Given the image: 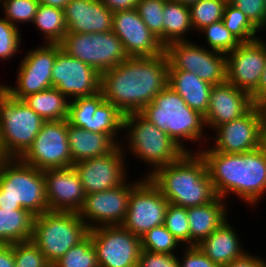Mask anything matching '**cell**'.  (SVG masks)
I'll use <instances>...</instances> for the list:
<instances>
[{
    "mask_svg": "<svg viewBox=\"0 0 266 267\" xmlns=\"http://www.w3.org/2000/svg\"><path fill=\"white\" fill-rule=\"evenodd\" d=\"M168 57H128L113 69L101 73L104 101L124 115L140 112L168 85Z\"/></svg>",
    "mask_w": 266,
    "mask_h": 267,
    "instance_id": "1",
    "label": "cell"
},
{
    "mask_svg": "<svg viewBox=\"0 0 266 267\" xmlns=\"http://www.w3.org/2000/svg\"><path fill=\"white\" fill-rule=\"evenodd\" d=\"M198 153L205 160L217 196L228 199V202L233 194L250 208L260 205L266 193L265 148L261 146L244 153H222L205 146Z\"/></svg>",
    "mask_w": 266,
    "mask_h": 267,
    "instance_id": "2",
    "label": "cell"
},
{
    "mask_svg": "<svg viewBox=\"0 0 266 267\" xmlns=\"http://www.w3.org/2000/svg\"><path fill=\"white\" fill-rule=\"evenodd\" d=\"M148 178L169 203L184 208L208 204L217 197L199 153H185L179 160L156 169Z\"/></svg>",
    "mask_w": 266,
    "mask_h": 267,
    "instance_id": "3",
    "label": "cell"
},
{
    "mask_svg": "<svg viewBox=\"0 0 266 267\" xmlns=\"http://www.w3.org/2000/svg\"><path fill=\"white\" fill-rule=\"evenodd\" d=\"M140 113L157 128L165 131L186 153H198L210 143V132L206 129L204 116L191 109L168 85ZM188 141L189 144L193 142L197 145L196 150H192V146L189 149L185 146Z\"/></svg>",
    "mask_w": 266,
    "mask_h": 267,
    "instance_id": "4",
    "label": "cell"
},
{
    "mask_svg": "<svg viewBox=\"0 0 266 267\" xmlns=\"http://www.w3.org/2000/svg\"><path fill=\"white\" fill-rule=\"evenodd\" d=\"M123 131L120 145L124 153H132V157L139 158L140 163L150 167L142 175L144 177H148L159 167L179 160L186 153L165 131L157 128L140 112L125 115Z\"/></svg>",
    "mask_w": 266,
    "mask_h": 267,
    "instance_id": "5",
    "label": "cell"
},
{
    "mask_svg": "<svg viewBox=\"0 0 266 267\" xmlns=\"http://www.w3.org/2000/svg\"><path fill=\"white\" fill-rule=\"evenodd\" d=\"M0 208L25 209L35 216L49 211L44 172L20 158H3L0 161Z\"/></svg>",
    "mask_w": 266,
    "mask_h": 267,
    "instance_id": "6",
    "label": "cell"
},
{
    "mask_svg": "<svg viewBox=\"0 0 266 267\" xmlns=\"http://www.w3.org/2000/svg\"><path fill=\"white\" fill-rule=\"evenodd\" d=\"M45 120L23 100L14 99L0 87V154L21 158L32 146Z\"/></svg>",
    "mask_w": 266,
    "mask_h": 267,
    "instance_id": "7",
    "label": "cell"
},
{
    "mask_svg": "<svg viewBox=\"0 0 266 267\" xmlns=\"http://www.w3.org/2000/svg\"><path fill=\"white\" fill-rule=\"evenodd\" d=\"M88 234L89 228L78 213L46 211L35 216L31 240L52 266Z\"/></svg>",
    "mask_w": 266,
    "mask_h": 267,
    "instance_id": "8",
    "label": "cell"
},
{
    "mask_svg": "<svg viewBox=\"0 0 266 267\" xmlns=\"http://www.w3.org/2000/svg\"><path fill=\"white\" fill-rule=\"evenodd\" d=\"M59 44L67 54L100 74L128 58L122 41L112 30L105 33H67Z\"/></svg>",
    "mask_w": 266,
    "mask_h": 267,
    "instance_id": "9",
    "label": "cell"
},
{
    "mask_svg": "<svg viewBox=\"0 0 266 267\" xmlns=\"http://www.w3.org/2000/svg\"><path fill=\"white\" fill-rule=\"evenodd\" d=\"M25 51L17 68L15 85L0 82V87L11 97L23 100L25 97L52 87V68L59 53L58 43H41Z\"/></svg>",
    "mask_w": 266,
    "mask_h": 267,
    "instance_id": "10",
    "label": "cell"
},
{
    "mask_svg": "<svg viewBox=\"0 0 266 267\" xmlns=\"http://www.w3.org/2000/svg\"><path fill=\"white\" fill-rule=\"evenodd\" d=\"M99 267H137L141 253L140 237L122 225L89 230Z\"/></svg>",
    "mask_w": 266,
    "mask_h": 267,
    "instance_id": "11",
    "label": "cell"
},
{
    "mask_svg": "<svg viewBox=\"0 0 266 267\" xmlns=\"http://www.w3.org/2000/svg\"><path fill=\"white\" fill-rule=\"evenodd\" d=\"M263 110L264 107L253 105L238 119L216 127L214 135L209 136L211 144L207 146L212 151L222 153H244L260 148Z\"/></svg>",
    "mask_w": 266,
    "mask_h": 267,
    "instance_id": "12",
    "label": "cell"
},
{
    "mask_svg": "<svg viewBox=\"0 0 266 267\" xmlns=\"http://www.w3.org/2000/svg\"><path fill=\"white\" fill-rule=\"evenodd\" d=\"M67 133V119L45 121L32 146L20 159L42 171L71 167L72 157Z\"/></svg>",
    "mask_w": 266,
    "mask_h": 267,
    "instance_id": "13",
    "label": "cell"
},
{
    "mask_svg": "<svg viewBox=\"0 0 266 267\" xmlns=\"http://www.w3.org/2000/svg\"><path fill=\"white\" fill-rule=\"evenodd\" d=\"M127 179L122 185L102 192L86 194L79 217L89 230L101 226L122 225L132 190L144 179Z\"/></svg>",
    "mask_w": 266,
    "mask_h": 267,
    "instance_id": "14",
    "label": "cell"
},
{
    "mask_svg": "<svg viewBox=\"0 0 266 267\" xmlns=\"http://www.w3.org/2000/svg\"><path fill=\"white\" fill-rule=\"evenodd\" d=\"M169 202L159 189L145 177L131 192L122 226L137 236L164 224Z\"/></svg>",
    "mask_w": 266,
    "mask_h": 267,
    "instance_id": "15",
    "label": "cell"
},
{
    "mask_svg": "<svg viewBox=\"0 0 266 267\" xmlns=\"http://www.w3.org/2000/svg\"><path fill=\"white\" fill-rule=\"evenodd\" d=\"M121 145L102 157L86 159L73 164L86 194L102 192L122 185L130 171ZM126 159V160H125ZM129 172V173H128Z\"/></svg>",
    "mask_w": 266,
    "mask_h": 267,
    "instance_id": "16",
    "label": "cell"
},
{
    "mask_svg": "<svg viewBox=\"0 0 266 267\" xmlns=\"http://www.w3.org/2000/svg\"><path fill=\"white\" fill-rule=\"evenodd\" d=\"M100 83L101 74L96 69L67 54L59 44L52 68V87L70 101L98 93Z\"/></svg>",
    "mask_w": 266,
    "mask_h": 267,
    "instance_id": "17",
    "label": "cell"
},
{
    "mask_svg": "<svg viewBox=\"0 0 266 267\" xmlns=\"http://www.w3.org/2000/svg\"><path fill=\"white\" fill-rule=\"evenodd\" d=\"M262 37L241 43L226 54V81L249 95L258 88L266 64V40Z\"/></svg>",
    "mask_w": 266,
    "mask_h": 267,
    "instance_id": "18",
    "label": "cell"
},
{
    "mask_svg": "<svg viewBox=\"0 0 266 267\" xmlns=\"http://www.w3.org/2000/svg\"><path fill=\"white\" fill-rule=\"evenodd\" d=\"M112 31L122 41L128 57H153L165 47L142 21L136 9L113 12Z\"/></svg>",
    "mask_w": 266,
    "mask_h": 267,
    "instance_id": "19",
    "label": "cell"
},
{
    "mask_svg": "<svg viewBox=\"0 0 266 267\" xmlns=\"http://www.w3.org/2000/svg\"><path fill=\"white\" fill-rule=\"evenodd\" d=\"M45 197L49 211L76 212L82 208L86 193L73 166L44 170Z\"/></svg>",
    "mask_w": 266,
    "mask_h": 267,
    "instance_id": "20",
    "label": "cell"
},
{
    "mask_svg": "<svg viewBox=\"0 0 266 267\" xmlns=\"http://www.w3.org/2000/svg\"><path fill=\"white\" fill-rule=\"evenodd\" d=\"M253 103L250 95L229 82L213 85L210 92L208 111L204 116L206 129L216 127L238 119L244 115Z\"/></svg>",
    "mask_w": 266,
    "mask_h": 267,
    "instance_id": "21",
    "label": "cell"
},
{
    "mask_svg": "<svg viewBox=\"0 0 266 267\" xmlns=\"http://www.w3.org/2000/svg\"><path fill=\"white\" fill-rule=\"evenodd\" d=\"M63 10L67 33H105L112 30L113 12L100 0H70Z\"/></svg>",
    "mask_w": 266,
    "mask_h": 267,
    "instance_id": "22",
    "label": "cell"
},
{
    "mask_svg": "<svg viewBox=\"0 0 266 267\" xmlns=\"http://www.w3.org/2000/svg\"><path fill=\"white\" fill-rule=\"evenodd\" d=\"M226 220L207 238L196 245L211 261L220 267L228 265L233 260L243 257L246 251L242 238L237 233L234 224Z\"/></svg>",
    "mask_w": 266,
    "mask_h": 267,
    "instance_id": "23",
    "label": "cell"
},
{
    "mask_svg": "<svg viewBox=\"0 0 266 267\" xmlns=\"http://www.w3.org/2000/svg\"><path fill=\"white\" fill-rule=\"evenodd\" d=\"M227 200L217 196L208 204L187 208L190 226V246L198 245L229 217Z\"/></svg>",
    "mask_w": 266,
    "mask_h": 267,
    "instance_id": "24",
    "label": "cell"
},
{
    "mask_svg": "<svg viewBox=\"0 0 266 267\" xmlns=\"http://www.w3.org/2000/svg\"><path fill=\"white\" fill-rule=\"evenodd\" d=\"M67 139L72 166L86 159L107 155L118 146L109 135L94 133L70 124H68Z\"/></svg>",
    "mask_w": 266,
    "mask_h": 267,
    "instance_id": "25",
    "label": "cell"
},
{
    "mask_svg": "<svg viewBox=\"0 0 266 267\" xmlns=\"http://www.w3.org/2000/svg\"><path fill=\"white\" fill-rule=\"evenodd\" d=\"M168 86L193 110L205 116L213 85L188 71H168Z\"/></svg>",
    "mask_w": 266,
    "mask_h": 267,
    "instance_id": "26",
    "label": "cell"
},
{
    "mask_svg": "<svg viewBox=\"0 0 266 267\" xmlns=\"http://www.w3.org/2000/svg\"><path fill=\"white\" fill-rule=\"evenodd\" d=\"M163 46L178 41H190L194 34L189 6L175 0H166L163 13ZM188 35V36H187Z\"/></svg>",
    "mask_w": 266,
    "mask_h": 267,
    "instance_id": "27",
    "label": "cell"
},
{
    "mask_svg": "<svg viewBox=\"0 0 266 267\" xmlns=\"http://www.w3.org/2000/svg\"><path fill=\"white\" fill-rule=\"evenodd\" d=\"M34 220L35 215L28 210L0 208V244L31 240Z\"/></svg>",
    "mask_w": 266,
    "mask_h": 267,
    "instance_id": "28",
    "label": "cell"
},
{
    "mask_svg": "<svg viewBox=\"0 0 266 267\" xmlns=\"http://www.w3.org/2000/svg\"><path fill=\"white\" fill-rule=\"evenodd\" d=\"M23 101L45 121L67 119L69 100L55 87L31 94Z\"/></svg>",
    "mask_w": 266,
    "mask_h": 267,
    "instance_id": "29",
    "label": "cell"
},
{
    "mask_svg": "<svg viewBox=\"0 0 266 267\" xmlns=\"http://www.w3.org/2000/svg\"><path fill=\"white\" fill-rule=\"evenodd\" d=\"M193 41H178L168 44L164 52L168 57V71H188L199 76L202 45Z\"/></svg>",
    "mask_w": 266,
    "mask_h": 267,
    "instance_id": "30",
    "label": "cell"
},
{
    "mask_svg": "<svg viewBox=\"0 0 266 267\" xmlns=\"http://www.w3.org/2000/svg\"><path fill=\"white\" fill-rule=\"evenodd\" d=\"M40 31L44 43H60L67 34L64 10L39 4L31 24Z\"/></svg>",
    "mask_w": 266,
    "mask_h": 267,
    "instance_id": "31",
    "label": "cell"
},
{
    "mask_svg": "<svg viewBox=\"0 0 266 267\" xmlns=\"http://www.w3.org/2000/svg\"><path fill=\"white\" fill-rule=\"evenodd\" d=\"M124 117L125 115L114 104L103 101L92 117L91 131L109 135L120 145L122 142L120 140L123 139Z\"/></svg>",
    "mask_w": 266,
    "mask_h": 267,
    "instance_id": "32",
    "label": "cell"
},
{
    "mask_svg": "<svg viewBox=\"0 0 266 267\" xmlns=\"http://www.w3.org/2000/svg\"><path fill=\"white\" fill-rule=\"evenodd\" d=\"M104 101L101 91L94 95L74 98L68 104V124L91 131V120L97 107Z\"/></svg>",
    "mask_w": 266,
    "mask_h": 267,
    "instance_id": "33",
    "label": "cell"
},
{
    "mask_svg": "<svg viewBox=\"0 0 266 267\" xmlns=\"http://www.w3.org/2000/svg\"><path fill=\"white\" fill-rule=\"evenodd\" d=\"M222 21L240 43L250 42L263 36L259 34L260 31L249 21L246 15L231 3L226 4Z\"/></svg>",
    "mask_w": 266,
    "mask_h": 267,
    "instance_id": "34",
    "label": "cell"
},
{
    "mask_svg": "<svg viewBox=\"0 0 266 267\" xmlns=\"http://www.w3.org/2000/svg\"><path fill=\"white\" fill-rule=\"evenodd\" d=\"M226 4L223 0H198L189 5L194 33L197 34L203 27L221 21Z\"/></svg>",
    "mask_w": 266,
    "mask_h": 267,
    "instance_id": "35",
    "label": "cell"
},
{
    "mask_svg": "<svg viewBox=\"0 0 266 267\" xmlns=\"http://www.w3.org/2000/svg\"><path fill=\"white\" fill-rule=\"evenodd\" d=\"M226 71V55L202 45L198 77L211 85L221 84L226 82Z\"/></svg>",
    "mask_w": 266,
    "mask_h": 267,
    "instance_id": "36",
    "label": "cell"
},
{
    "mask_svg": "<svg viewBox=\"0 0 266 267\" xmlns=\"http://www.w3.org/2000/svg\"><path fill=\"white\" fill-rule=\"evenodd\" d=\"M51 267H99L91 235L88 234L82 241L70 248Z\"/></svg>",
    "mask_w": 266,
    "mask_h": 267,
    "instance_id": "37",
    "label": "cell"
},
{
    "mask_svg": "<svg viewBox=\"0 0 266 267\" xmlns=\"http://www.w3.org/2000/svg\"><path fill=\"white\" fill-rule=\"evenodd\" d=\"M197 34L198 36L205 35L206 44L204 45H207V49L225 55L234 51L241 44L225 27L222 20L203 27Z\"/></svg>",
    "mask_w": 266,
    "mask_h": 267,
    "instance_id": "38",
    "label": "cell"
},
{
    "mask_svg": "<svg viewBox=\"0 0 266 267\" xmlns=\"http://www.w3.org/2000/svg\"><path fill=\"white\" fill-rule=\"evenodd\" d=\"M141 249L149 252L173 254L183 248L164 225L153 227L140 236ZM177 249V250H176Z\"/></svg>",
    "mask_w": 266,
    "mask_h": 267,
    "instance_id": "39",
    "label": "cell"
},
{
    "mask_svg": "<svg viewBox=\"0 0 266 267\" xmlns=\"http://www.w3.org/2000/svg\"><path fill=\"white\" fill-rule=\"evenodd\" d=\"M39 4L38 0H0V9L8 22L20 28L19 23L32 24Z\"/></svg>",
    "mask_w": 266,
    "mask_h": 267,
    "instance_id": "40",
    "label": "cell"
},
{
    "mask_svg": "<svg viewBox=\"0 0 266 267\" xmlns=\"http://www.w3.org/2000/svg\"><path fill=\"white\" fill-rule=\"evenodd\" d=\"M166 0H139L136 10L142 21L163 45V13Z\"/></svg>",
    "mask_w": 266,
    "mask_h": 267,
    "instance_id": "41",
    "label": "cell"
},
{
    "mask_svg": "<svg viewBox=\"0 0 266 267\" xmlns=\"http://www.w3.org/2000/svg\"><path fill=\"white\" fill-rule=\"evenodd\" d=\"M163 225L183 247L190 246V226L187 208L169 203Z\"/></svg>",
    "mask_w": 266,
    "mask_h": 267,
    "instance_id": "42",
    "label": "cell"
},
{
    "mask_svg": "<svg viewBox=\"0 0 266 267\" xmlns=\"http://www.w3.org/2000/svg\"><path fill=\"white\" fill-rule=\"evenodd\" d=\"M4 17H0V61H12L17 53L24 50L21 49L22 33Z\"/></svg>",
    "mask_w": 266,
    "mask_h": 267,
    "instance_id": "43",
    "label": "cell"
},
{
    "mask_svg": "<svg viewBox=\"0 0 266 267\" xmlns=\"http://www.w3.org/2000/svg\"><path fill=\"white\" fill-rule=\"evenodd\" d=\"M15 267H51L43 252L32 242L12 244Z\"/></svg>",
    "mask_w": 266,
    "mask_h": 267,
    "instance_id": "44",
    "label": "cell"
},
{
    "mask_svg": "<svg viewBox=\"0 0 266 267\" xmlns=\"http://www.w3.org/2000/svg\"><path fill=\"white\" fill-rule=\"evenodd\" d=\"M231 4L246 15L249 21L260 31V34H265V0H233Z\"/></svg>",
    "mask_w": 266,
    "mask_h": 267,
    "instance_id": "45",
    "label": "cell"
},
{
    "mask_svg": "<svg viewBox=\"0 0 266 267\" xmlns=\"http://www.w3.org/2000/svg\"><path fill=\"white\" fill-rule=\"evenodd\" d=\"M179 254L141 250L137 267H180Z\"/></svg>",
    "mask_w": 266,
    "mask_h": 267,
    "instance_id": "46",
    "label": "cell"
},
{
    "mask_svg": "<svg viewBox=\"0 0 266 267\" xmlns=\"http://www.w3.org/2000/svg\"><path fill=\"white\" fill-rule=\"evenodd\" d=\"M179 257L180 267H220L213 263L197 246H186L182 250Z\"/></svg>",
    "mask_w": 266,
    "mask_h": 267,
    "instance_id": "47",
    "label": "cell"
},
{
    "mask_svg": "<svg viewBox=\"0 0 266 267\" xmlns=\"http://www.w3.org/2000/svg\"><path fill=\"white\" fill-rule=\"evenodd\" d=\"M222 267H266V259L261 255L247 252L243 257L233 260L228 265Z\"/></svg>",
    "mask_w": 266,
    "mask_h": 267,
    "instance_id": "48",
    "label": "cell"
},
{
    "mask_svg": "<svg viewBox=\"0 0 266 267\" xmlns=\"http://www.w3.org/2000/svg\"><path fill=\"white\" fill-rule=\"evenodd\" d=\"M253 105L266 106V64L261 75L258 88L250 95Z\"/></svg>",
    "mask_w": 266,
    "mask_h": 267,
    "instance_id": "49",
    "label": "cell"
},
{
    "mask_svg": "<svg viewBox=\"0 0 266 267\" xmlns=\"http://www.w3.org/2000/svg\"><path fill=\"white\" fill-rule=\"evenodd\" d=\"M112 12L136 9L139 0H100Z\"/></svg>",
    "mask_w": 266,
    "mask_h": 267,
    "instance_id": "50",
    "label": "cell"
},
{
    "mask_svg": "<svg viewBox=\"0 0 266 267\" xmlns=\"http://www.w3.org/2000/svg\"><path fill=\"white\" fill-rule=\"evenodd\" d=\"M0 267H15L12 244H0Z\"/></svg>",
    "mask_w": 266,
    "mask_h": 267,
    "instance_id": "51",
    "label": "cell"
},
{
    "mask_svg": "<svg viewBox=\"0 0 266 267\" xmlns=\"http://www.w3.org/2000/svg\"><path fill=\"white\" fill-rule=\"evenodd\" d=\"M40 4L64 9L70 0H38Z\"/></svg>",
    "mask_w": 266,
    "mask_h": 267,
    "instance_id": "52",
    "label": "cell"
},
{
    "mask_svg": "<svg viewBox=\"0 0 266 267\" xmlns=\"http://www.w3.org/2000/svg\"><path fill=\"white\" fill-rule=\"evenodd\" d=\"M262 147L266 149V108L263 110Z\"/></svg>",
    "mask_w": 266,
    "mask_h": 267,
    "instance_id": "53",
    "label": "cell"
},
{
    "mask_svg": "<svg viewBox=\"0 0 266 267\" xmlns=\"http://www.w3.org/2000/svg\"><path fill=\"white\" fill-rule=\"evenodd\" d=\"M175 1L181 2L182 4H185V5H188L189 6L192 3L197 2L198 0H175Z\"/></svg>",
    "mask_w": 266,
    "mask_h": 267,
    "instance_id": "54",
    "label": "cell"
},
{
    "mask_svg": "<svg viewBox=\"0 0 266 267\" xmlns=\"http://www.w3.org/2000/svg\"><path fill=\"white\" fill-rule=\"evenodd\" d=\"M226 3H231L233 0H223Z\"/></svg>",
    "mask_w": 266,
    "mask_h": 267,
    "instance_id": "55",
    "label": "cell"
},
{
    "mask_svg": "<svg viewBox=\"0 0 266 267\" xmlns=\"http://www.w3.org/2000/svg\"><path fill=\"white\" fill-rule=\"evenodd\" d=\"M265 4H266V0H265ZM265 31H266V15H265Z\"/></svg>",
    "mask_w": 266,
    "mask_h": 267,
    "instance_id": "56",
    "label": "cell"
}]
</instances>
